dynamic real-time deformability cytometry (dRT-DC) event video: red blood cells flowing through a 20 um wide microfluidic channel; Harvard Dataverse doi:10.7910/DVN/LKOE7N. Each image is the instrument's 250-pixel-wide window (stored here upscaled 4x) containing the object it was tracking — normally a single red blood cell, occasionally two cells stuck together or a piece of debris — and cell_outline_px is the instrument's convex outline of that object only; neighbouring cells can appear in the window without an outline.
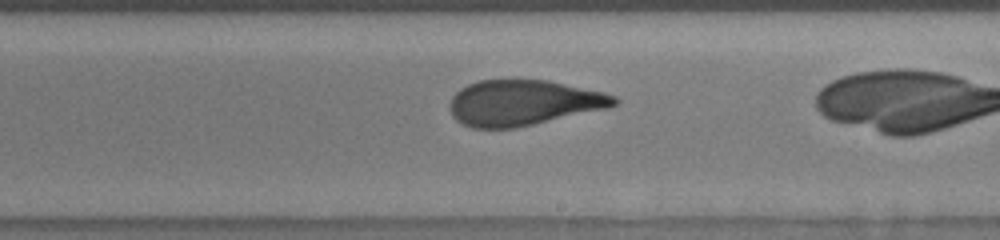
{"species": "human", "species_latin": "Homo sapiens", "temperature_condition": "room temperature", "stored_images_in_passage": 27, "camera_frame_rate_fps": 3000, "um_per_image_px": 0.085, "donor": {"sex": "male"}, "frame": {"image": 1, "passage_image": 16, "time_ms": 5.0, "image_size_px": [1000, 240], "cell_outline_px": [[620, 100], [616, 104], [608, 108], [516, 128], [472, 128], [456, 120], [452, 116], [448, 104], [452, 96], [460, 88], [468, 84], [480, 80], [548, 80], [604, 92], [616, 96]], "centroid_in_image_um": [44.47, 8.73], "position_along_channel_um": 244.5, "area_um2": 43.75}}